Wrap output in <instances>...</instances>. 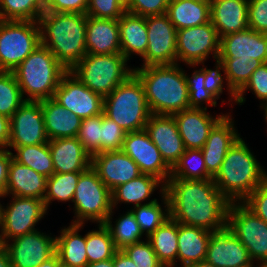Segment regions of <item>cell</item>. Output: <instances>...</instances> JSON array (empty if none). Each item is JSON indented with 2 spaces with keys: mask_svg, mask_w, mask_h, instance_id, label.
<instances>
[{
  "mask_svg": "<svg viewBox=\"0 0 267 267\" xmlns=\"http://www.w3.org/2000/svg\"><path fill=\"white\" fill-rule=\"evenodd\" d=\"M164 186L169 201V217L178 223L211 232L227 227L230 202L213 179H168Z\"/></svg>",
  "mask_w": 267,
  "mask_h": 267,
  "instance_id": "6da1fadb",
  "label": "cell"
},
{
  "mask_svg": "<svg viewBox=\"0 0 267 267\" xmlns=\"http://www.w3.org/2000/svg\"><path fill=\"white\" fill-rule=\"evenodd\" d=\"M41 44L70 71L86 54L87 15L45 11L39 18Z\"/></svg>",
  "mask_w": 267,
  "mask_h": 267,
  "instance_id": "7a4b0ae2",
  "label": "cell"
},
{
  "mask_svg": "<svg viewBox=\"0 0 267 267\" xmlns=\"http://www.w3.org/2000/svg\"><path fill=\"white\" fill-rule=\"evenodd\" d=\"M183 70L178 63L134 68V74L144 86L151 114L173 115L189 108Z\"/></svg>",
  "mask_w": 267,
  "mask_h": 267,
  "instance_id": "3957f363",
  "label": "cell"
},
{
  "mask_svg": "<svg viewBox=\"0 0 267 267\" xmlns=\"http://www.w3.org/2000/svg\"><path fill=\"white\" fill-rule=\"evenodd\" d=\"M255 157L241 137L229 148L213 180L230 203L243 202L267 179V171Z\"/></svg>",
  "mask_w": 267,
  "mask_h": 267,
  "instance_id": "277c9868",
  "label": "cell"
},
{
  "mask_svg": "<svg viewBox=\"0 0 267 267\" xmlns=\"http://www.w3.org/2000/svg\"><path fill=\"white\" fill-rule=\"evenodd\" d=\"M66 72L67 70L43 44H40L13 71L25 101L53 98Z\"/></svg>",
  "mask_w": 267,
  "mask_h": 267,
  "instance_id": "5b68a950",
  "label": "cell"
},
{
  "mask_svg": "<svg viewBox=\"0 0 267 267\" xmlns=\"http://www.w3.org/2000/svg\"><path fill=\"white\" fill-rule=\"evenodd\" d=\"M103 113L126 133L145 128L151 112L144 86L134 73L103 98Z\"/></svg>",
  "mask_w": 267,
  "mask_h": 267,
  "instance_id": "8992f818",
  "label": "cell"
},
{
  "mask_svg": "<svg viewBox=\"0 0 267 267\" xmlns=\"http://www.w3.org/2000/svg\"><path fill=\"white\" fill-rule=\"evenodd\" d=\"M127 61L122 54H86L70 72L90 90L105 98L134 73V68H129Z\"/></svg>",
  "mask_w": 267,
  "mask_h": 267,
  "instance_id": "52a82bcc",
  "label": "cell"
},
{
  "mask_svg": "<svg viewBox=\"0 0 267 267\" xmlns=\"http://www.w3.org/2000/svg\"><path fill=\"white\" fill-rule=\"evenodd\" d=\"M72 202L73 224H85L89 220L104 224L113 208L111 190L91 166L80 174Z\"/></svg>",
  "mask_w": 267,
  "mask_h": 267,
  "instance_id": "ba28073f",
  "label": "cell"
},
{
  "mask_svg": "<svg viewBox=\"0 0 267 267\" xmlns=\"http://www.w3.org/2000/svg\"><path fill=\"white\" fill-rule=\"evenodd\" d=\"M40 44L37 21L0 20V71L13 72Z\"/></svg>",
  "mask_w": 267,
  "mask_h": 267,
  "instance_id": "9c48e42d",
  "label": "cell"
},
{
  "mask_svg": "<svg viewBox=\"0 0 267 267\" xmlns=\"http://www.w3.org/2000/svg\"><path fill=\"white\" fill-rule=\"evenodd\" d=\"M227 228L248 250L253 262H267V222L243 202H231L227 213ZM259 261V262H258Z\"/></svg>",
  "mask_w": 267,
  "mask_h": 267,
  "instance_id": "30bf717a",
  "label": "cell"
},
{
  "mask_svg": "<svg viewBox=\"0 0 267 267\" xmlns=\"http://www.w3.org/2000/svg\"><path fill=\"white\" fill-rule=\"evenodd\" d=\"M11 198L12 201L6 207L0 205L1 246L11 239L36 231V224L47 213L43 200L13 195Z\"/></svg>",
  "mask_w": 267,
  "mask_h": 267,
  "instance_id": "8fae6325",
  "label": "cell"
},
{
  "mask_svg": "<svg viewBox=\"0 0 267 267\" xmlns=\"http://www.w3.org/2000/svg\"><path fill=\"white\" fill-rule=\"evenodd\" d=\"M177 63L186 65L204 66L209 55L216 60L220 54V38L212 22L177 30Z\"/></svg>",
  "mask_w": 267,
  "mask_h": 267,
  "instance_id": "7c38bea8",
  "label": "cell"
},
{
  "mask_svg": "<svg viewBox=\"0 0 267 267\" xmlns=\"http://www.w3.org/2000/svg\"><path fill=\"white\" fill-rule=\"evenodd\" d=\"M148 47L143 58V65H170L177 63V30L168 15L146 17Z\"/></svg>",
  "mask_w": 267,
  "mask_h": 267,
  "instance_id": "4fadbf2b",
  "label": "cell"
},
{
  "mask_svg": "<svg viewBox=\"0 0 267 267\" xmlns=\"http://www.w3.org/2000/svg\"><path fill=\"white\" fill-rule=\"evenodd\" d=\"M53 99L81 119L103 112V98L86 87L70 71L62 76Z\"/></svg>",
  "mask_w": 267,
  "mask_h": 267,
  "instance_id": "5bb4252c",
  "label": "cell"
},
{
  "mask_svg": "<svg viewBox=\"0 0 267 267\" xmlns=\"http://www.w3.org/2000/svg\"><path fill=\"white\" fill-rule=\"evenodd\" d=\"M3 247L12 267H38L56 253V237L36 230L11 239Z\"/></svg>",
  "mask_w": 267,
  "mask_h": 267,
  "instance_id": "9a60e30c",
  "label": "cell"
},
{
  "mask_svg": "<svg viewBox=\"0 0 267 267\" xmlns=\"http://www.w3.org/2000/svg\"><path fill=\"white\" fill-rule=\"evenodd\" d=\"M41 101H25L10 118L8 146L48 143Z\"/></svg>",
  "mask_w": 267,
  "mask_h": 267,
  "instance_id": "2e32d148",
  "label": "cell"
},
{
  "mask_svg": "<svg viewBox=\"0 0 267 267\" xmlns=\"http://www.w3.org/2000/svg\"><path fill=\"white\" fill-rule=\"evenodd\" d=\"M121 150L138 165L141 173L157 177L164 185L168 182L171 168L145 129L127 133Z\"/></svg>",
  "mask_w": 267,
  "mask_h": 267,
  "instance_id": "e0dca14e",
  "label": "cell"
},
{
  "mask_svg": "<svg viewBox=\"0 0 267 267\" xmlns=\"http://www.w3.org/2000/svg\"><path fill=\"white\" fill-rule=\"evenodd\" d=\"M144 129L172 168L186 150L173 115L151 114Z\"/></svg>",
  "mask_w": 267,
  "mask_h": 267,
  "instance_id": "ac0fdd59",
  "label": "cell"
},
{
  "mask_svg": "<svg viewBox=\"0 0 267 267\" xmlns=\"http://www.w3.org/2000/svg\"><path fill=\"white\" fill-rule=\"evenodd\" d=\"M91 167L111 191L142 174L138 165L122 150L92 155Z\"/></svg>",
  "mask_w": 267,
  "mask_h": 267,
  "instance_id": "d6986e66",
  "label": "cell"
},
{
  "mask_svg": "<svg viewBox=\"0 0 267 267\" xmlns=\"http://www.w3.org/2000/svg\"><path fill=\"white\" fill-rule=\"evenodd\" d=\"M205 260L215 267H243L254 264L248 250L227 227L212 232Z\"/></svg>",
  "mask_w": 267,
  "mask_h": 267,
  "instance_id": "ffe728a7",
  "label": "cell"
},
{
  "mask_svg": "<svg viewBox=\"0 0 267 267\" xmlns=\"http://www.w3.org/2000/svg\"><path fill=\"white\" fill-rule=\"evenodd\" d=\"M236 58L267 63V34L247 28L221 37L219 59Z\"/></svg>",
  "mask_w": 267,
  "mask_h": 267,
  "instance_id": "44dd1931",
  "label": "cell"
},
{
  "mask_svg": "<svg viewBox=\"0 0 267 267\" xmlns=\"http://www.w3.org/2000/svg\"><path fill=\"white\" fill-rule=\"evenodd\" d=\"M227 114L212 116L206 108H188L173 114L186 149H201L213 127ZM215 117V118H214Z\"/></svg>",
  "mask_w": 267,
  "mask_h": 267,
  "instance_id": "7402d4cb",
  "label": "cell"
},
{
  "mask_svg": "<svg viewBox=\"0 0 267 267\" xmlns=\"http://www.w3.org/2000/svg\"><path fill=\"white\" fill-rule=\"evenodd\" d=\"M240 138L231 115L224 116L210 131L201 148L207 172L214 178L219 172L229 148Z\"/></svg>",
  "mask_w": 267,
  "mask_h": 267,
  "instance_id": "603a6c76",
  "label": "cell"
},
{
  "mask_svg": "<svg viewBox=\"0 0 267 267\" xmlns=\"http://www.w3.org/2000/svg\"><path fill=\"white\" fill-rule=\"evenodd\" d=\"M54 173L84 172L91 166V155L77 137L48 141Z\"/></svg>",
  "mask_w": 267,
  "mask_h": 267,
  "instance_id": "cb8c5ba5",
  "label": "cell"
},
{
  "mask_svg": "<svg viewBox=\"0 0 267 267\" xmlns=\"http://www.w3.org/2000/svg\"><path fill=\"white\" fill-rule=\"evenodd\" d=\"M210 14L219 38L249 28L248 0H212Z\"/></svg>",
  "mask_w": 267,
  "mask_h": 267,
  "instance_id": "d4e9b609",
  "label": "cell"
},
{
  "mask_svg": "<svg viewBox=\"0 0 267 267\" xmlns=\"http://www.w3.org/2000/svg\"><path fill=\"white\" fill-rule=\"evenodd\" d=\"M86 50L87 54H121L118 20L87 16Z\"/></svg>",
  "mask_w": 267,
  "mask_h": 267,
  "instance_id": "484cf974",
  "label": "cell"
},
{
  "mask_svg": "<svg viewBox=\"0 0 267 267\" xmlns=\"http://www.w3.org/2000/svg\"><path fill=\"white\" fill-rule=\"evenodd\" d=\"M46 185L47 177L12 158L9 165L6 191L2 198L13 195L43 200L46 194Z\"/></svg>",
  "mask_w": 267,
  "mask_h": 267,
  "instance_id": "4316f807",
  "label": "cell"
},
{
  "mask_svg": "<svg viewBox=\"0 0 267 267\" xmlns=\"http://www.w3.org/2000/svg\"><path fill=\"white\" fill-rule=\"evenodd\" d=\"M41 108L48 140L77 136L82 122L80 117L53 98L42 100Z\"/></svg>",
  "mask_w": 267,
  "mask_h": 267,
  "instance_id": "83f0119b",
  "label": "cell"
},
{
  "mask_svg": "<svg viewBox=\"0 0 267 267\" xmlns=\"http://www.w3.org/2000/svg\"><path fill=\"white\" fill-rule=\"evenodd\" d=\"M121 54L129 60L131 54L144 58L148 47L146 17L125 12L118 20Z\"/></svg>",
  "mask_w": 267,
  "mask_h": 267,
  "instance_id": "f1b7e54d",
  "label": "cell"
},
{
  "mask_svg": "<svg viewBox=\"0 0 267 267\" xmlns=\"http://www.w3.org/2000/svg\"><path fill=\"white\" fill-rule=\"evenodd\" d=\"M212 232L206 229L178 223V252L177 259L181 266L204 261L207 255V246Z\"/></svg>",
  "mask_w": 267,
  "mask_h": 267,
  "instance_id": "f546056e",
  "label": "cell"
},
{
  "mask_svg": "<svg viewBox=\"0 0 267 267\" xmlns=\"http://www.w3.org/2000/svg\"><path fill=\"white\" fill-rule=\"evenodd\" d=\"M84 224H73L60 230L56 236V253L60 263L69 267H86L88 264L86 254V234L79 232Z\"/></svg>",
  "mask_w": 267,
  "mask_h": 267,
  "instance_id": "4dcf8cb0",
  "label": "cell"
},
{
  "mask_svg": "<svg viewBox=\"0 0 267 267\" xmlns=\"http://www.w3.org/2000/svg\"><path fill=\"white\" fill-rule=\"evenodd\" d=\"M162 184V185H161ZM161 185V186H160ZM160 187L159 192H164V183L157 177L149 174H141L137 178L119 185L111 191L112 207L118 203L133 204V207L147 204L143 201L150 200L151 194Z\"/></svg>",
  "mask_w": 267,
  "mask_h": 267,
  "instance_id": "1f68e13d",
  "label": "cell"
},
{
  "mask_svg": "<svg viewBox=\"0 0 267 267\" xmlns=\"http://www.w3.org/2000/svg\"><path fill=\"white\" fill-rule=\"evenodd\" d=\"M166 14L176 30L210 22V3L195 0H170Z\"/></svg>",
  "mask_w": 267,
  "mask_h": 267,
  "instance_id": "d6a6232c",
  "label": "cell"
},
{
  "mask_svg": "<svg viewBox=\"0 0 267 267\" xmlns=\"http://www.w3.org/2000/svg\"><path fill=\"white\" fill-rule=\"evenodd\" d=\"M164 267H175L178 252V222L167 218L146 238Z\"/></svg>",
  "mask_w": 267,
  "mask_h": 267,
  "instance_id": "836d02e7",
  "label": "cell"
},
{
  "mask_svg": "<svg viewBox=\"0 0 267 267\" xmlns=\"http://www.w3.org/2000/svg\"><path fill=\"white\" fill-rule=\"evenodd\" d=\"M13 148L16 154L12 153V158L30 168L37 173L49 178L54 173V166L48 143L27 145V146H8Z\"/></svg>",
  "mask_w": 267,
  "mask_h": 267,
  "instance_id": "e575fe53",
  "label": "cell"
},
{
  "mask_svg": "<svg viewBox=\"0 0 267 267\" xmlns=\"http://www.w3.org/2000/svg\"><path fill=\"white\" fill-rule=\"evenodd\" d=\"M113 211L112 208L104 224L111 233L115 248L123 250L128 245L143 241L141 238L144 234L135 220L133 212L129 209L125 214L118 217L113 225L111 221L113 219Z\"/></svg>",
  "mask_w": 267,
  "mask_h": 267,
  "instance_id": "d590c367",
  "label": "cell"
},
{
  "mask_svg": "<svg viewBox=\"0 0 267 267\" xmlns=\"http://www.w3.org/2000/svg\"><path fill=\"white\" fill-rule=\"evenodd\" d=\"M169 179L208 180L213 177L207 172L201 149H186L171 168Z\"/></svg>",
  "mask_w": 267,
  "mask_h": 267,
  "instance_id": "8d00e7d4",
  "label": "cell"
},
{
  "mask_svg": "<svg viewBox=\"0 0 267 267\" xmlns=\"http://www.w3.org/2000/svg\"><path fill=\"white\" fill-rule=\"evenodd\" d=\"M160 194L165 209L161 207V204L157 201L158 199L155 198L151 199L147 204L138 205L130 209L146 237L153 233L167 218H169V201L167 195L165 192Z\"/></svg>",
  "mask_w": 267,
  "mask_h": 267,
  "instance_id": "74e56055",
  "label": "cell"
},
{
  "mask_svg": "<svg viewBox=\"0 0 267 267\" xmlns=\"http://www.w3.org/2000/svg\"><path fill=\"white\" fill-rule=\"evenodd\" d=\"M45 0H0V20L39 21Z\"/></svg>",
  "mask_w": 267,
  "mask_h": 267,
  "instance_id": "f35d334b",
  "label": "cell"
},
{
  "mask_svg": "<svg viewBox=\"0 0 267 267\" xmlns=\"http://www.w3.org/2000/svg\"><path fill=\"white\" fill-rule=\"evenodd\" d=\"M82 172L53 173L47 178L46 194L43 199L46 209L52 201H73L79 176Z\"/></svg>",
  "mask_w": 267,
  "mask_h": 267,
  "instance_id": "ab89813d",
  "label": "cell"
},
{
  "mask_svg": "<svg viewBox=\"0 0 267 267\" xmlns=\"http://www.w3.org/2000/svg\"><path fill=\"white\" fill-rule=\"evenodd\" d=\"M117 249L109 229L105 224H98V230L86 234V254L88 264L113 258Z\"/></svg>",
  "mask_w": 267,
  "mask_h": 267,
  "instance_id": "60d3db41",
  "label": "cell"
},
{
  "mask_svg": "<svg viewBox=\"0 0 267 267\" xmlns=\"http://www.w3.org/2000/svg\"><path fill=\"white\" fill-rule=\"evenodd\" d=\"M24 102L14 73L0 71V115L10 119Z\"/></svg>",
  "mask_w": 267,
  "mask_h": 267,
  "instance_id": "b9f144b4",
  "label": "cell"
},
{
  "mask_svg": "<svg viewBox=\"0 0 267 267\" xmlns=\"http://www.w3.org/2000/svg\"><path fill=\"white\" fill-rule=\"evenodd\" d=\"M223 62L224 70L230 87L238 93L249 81L251 74L262 65L257 59L250 61L244 59H220Z\"/></svg>",
  "mask_w": 267,
  "mask_h": 267,
  "instance_id": "7bdbcfd3",
  "label": "cell"
},
{
  "mask_svg": "<svg viewBox=\"0 0 267 267\" xmlns=\"http://www.w3.org/2000/svg\"><path fill=\"white\" fill-rule=\"evenodd\" d=\"M184 75L187 82L188 92H189V108H206L201 105L206 103V106L209 104L216 107L217 99L207 91L205 88V70L199 68L195 70L191 77L187 75L184 70ZM203 102V103H202Z\"/></svg>",
  "mask_w": 267,
  "mask_h": 267,
  "instance_id": "ee69618b",
  "label": "cell"
},
{
  "mask_svg": "<svg viewBox=\"0 0 267 267\" xmlns=\"http://www.w3.org/2000/svg\"><path fill=\"white\" fill-rule=\"evenodd\" d=\"M101 125L102 113L82 119L76 136L91 156L100 153Z\"/></svg>",
  "mask_w": 267,
  "mask_h": 267,
  "instance_id": "f6af8a7d",
  "label": "cell"
},
{
  "mask_svg": "<svg viewBox=\"0 0 267 267\" xmlns=\"http://www.w3.org/2000/svg\"><path fill=\"white\" fill-rule=\"evenodd\" d=\"M126 134L115 121L102 112L100 153L121 150Z\"/></svg>",
  "mask_w": 267,
  "mask_h": 267,
  "instance_id": "bcb514c9",
  "label": "cell"
},
{
  "mask_svg": "<svg viewBox=\"0 0 267 267\" xmlns=\"http://www.w3.org/2000/svg\"><path fill=\"white\" fill-rule=\"evenodd\" d=\"M125 12V0H88L86 15L119 20Z\"/></svg>",
  "mask_w": 267,
  "mask_h": 267,
  "instance_id": "7dc6e473",
  "label": "cell"
},
{
  "mask_svg": "<svg viewBox=\"0 0 267 267\" xmlns=\"http://www.w3.org/2000/svg\"><path fill=\"white\" fill-rule=\"evenodd\" d=\"M252 90L260 102L267 101V63H263L252 74L246 85L237 93L235 103L242 105L246 101L244 93ZM262 100V101H261Z\"/></svg>",
  "mask_w": 267,
  "mask_h": 267,
  "instance_id": "c3c4849f",
  "label": "cell"
},
{
  "mask_svg": "<svg viewBox=\"0 0 267 267\" xmlns=\"http://www.w3.org/2000/svg\"><path fill=\"white\" fill-rule=\"evenodd\" d=\"M123 251L137 267H164L158 260L150 242L146 239L145 241L126 246Z\"/></svg>",
  "mask_w": 267,
  "mask_h": 267,
  "instance_id": "681fc988",
  "label": "cell"
},
{
  "mask_svg": "<svg viewBox=\"0 0 267 267\" xmlns=\"http://www.w3.org/2000/svg\"><path fill=\"white\" fill-rule=\"evenodd\" d=\"M203 69L205 70V88L207 89V91L209 93H211L217 100L219 99V97L221 96V94H223V85H224V80L227 81V90L229 92V95H231V99L228 100L230 101H234L236 100L237 97V93L230 87V85L228 84V79L224 70V65L223 62L218 58L216 59V65H215V69H208L207 67H203ZM221 71L224 72V76L223 74L221 75ZM225 77V79H224Z\"/></svg>",
  "mask_w": 267,
  "mask_h": 267,
  "instance_id": "f907efd6",
  "label": "cell"
},
{
  "mask_svg": "<svg viewBox=\"0 0 267 267\" xmlns=\"http://www.w3.org/2000/svg\"><path fill=\"white\" fill-rule=\"evenodd\" d=\"M170 0H125L126 12L148 17L167 12Z\"/></svg>",
  "mask_w": 267,
  "mask_h": 267,
  "instance_id": "816d5d0a",
  "label": "cell"
},
{
  "mask_svg": "<svg viewBox=\"0 0 267 267\" xmlns=\"http://www.w3.org/2000/svg\"><path fill=\"white\" fill-rule=\"evenodd\" d=\"M249 28L267 34V0H248Z\"/></svg>",
  "mask_w": 267,
  "mask_h": 267,
  "instance_id": "f5cc1de1",
  "label": "cell"
},
{
  "mask_svg": "<svg viewBox=\"0 0 267 267\" xmlns=\"http://www.w3.org/2000/svg\"><path fill=\"white\" fill-rule=\"evenodd\" d=\"M243 203L267 222V179L260 184Z\"/></svg>",
  "mask_w": 267,
  "mask_h": 267,
  "instance_id": "db71d44e",
  "label": "cell"
},
{
  "mask_svg": "<svg viewBox=\"0 0 267 267\" xmlns=\"http://www.w3.org/2000/svg\"><path fill=\"white\" fill-rule=\"evenodd\" d=\"M88 0H45V11L86 14Z\"/></svg>",
  "mask_w": 267,
  "mask_h": 267,
  "instance_id": "11a10c76",
  "label": "cell"
},
{
  "mask_svg": "<svg viewBox=\"0 0 267 267\" xmlns=\"http://www.w3.org/2000/svg\"><path fill=\"white\" fill-rule=\"evenodd\" d=\"M11 159L12 152L9 150V148L0 149V196L5 195Z\"/></svg>",
  "mask_w": 267,
  "mask_h": 267,
  "instance_id": "9f6ffc18",
  "label": "cell"
},
{
  "mask_svg": "<svg viewBox=\"0 0 267 267\" xmlns=\"http://www.w3.org/2000/svg\"><path fill=\"white\" fill-rule=\"evenodd\" d=\"M10 141V119L0 115V149H8Z\"/></svg>",
  "mask_w": 267,
  "mask_h": 267,
  "instance_id": "6f0895ef",
  "label": "cell"
},
{
  "mask_svg": "<svg viewBox=\"0 0 267 267\" xmlns=\"http://www.w3.org/2000/svg\"><path fill=\"white\" fill-rule=\"evenodd\" d=\"M114 267H137L130 257L123 251L117 250L113 256Z\"/></svg>",
  "mask_w": 267,
  "mask_h": 267,
  "instance_id": "680465c9",
  "label": "cell"
},
{
  "mask_svg": "<svg viewBox=\"0 0 267 267\" xmlns=\"http://www.w3.org/2000/svg\"><path fill=\"white\" fill-rule=\"evenodd\" d=\"M0 267H12L8 251L0 245Z\"/></svg>",
  "mask_w": 267,
  "mask_h": 267,
  "instance_id": "91938a15",
  "label": "cell"
},
{
  "mask_svg": "<svg viewBox=\"0 0 267 267\" xmlns=\"http://www.w3.org/2000/svg\"><path fill=\"white\" fill-rule=\"evenodd\" d=\"M59 264H60L59 256L57 253H55L46 261L41 263L38 267H58Z\"/></svg>",
  "mask_w": 267,
  "mask_h": 267,
  "instance_id": "94428289",
  "label": "cell"
},
{
  "mask_svg": "<svg viewBox=\"0 0 267 267\" xmlns=\"http://www.w3.org/2000/svg\"><path fill=\"white\" fill-rule=\"evenodd\" d=\"M86 267H114L113 258L108 259V260H104V261H99V262L87 264Z\"/></svg>",
  "mask_w": 267,
  "mask_h": 267,
  "instance_id": "6125c7cd",
  "label": "cell"
},
{
  "mask_svg": "<svg viewBox=\"0 0 267 267\" xmlns=\"http://www.w3.org/2000/svg\"><path fill=\"white\" fill-rule=\"evenodd\" d=\"M187 267H215L213 264L208 263L206 260L200 261L198 263L191 264Z\"/></svg>",
  "mask_w": 267,
  "mask_h": 267,
  "instance_id": "be15d7a7",
  "label": "cell"
},
{
  "mask_svg": "<svg viewBox=\"0 0 267 267\" xmlns=\"http://www.w3.org/2000/svg\"><path fill=\"white\" fill-rule=\"evenodd\" d=\"M260 107L264 110V114H265L264 117L267 123V101H265V103L263 102Z\"/></svg>",
  "mask_w": 267,
  "mask_h": 267,
  "instance_id": "e7e4bbea",
  "label": "cell"
},
{
  "mask_svg": "<svg viewBox=\"0 0 267 267\" xmlns=\"http://www.w3.org/2000/svg\"><path fill=\"white\" fill-rule=\"evenodd\" d=\"M195 1L203 2V3H211L212 0H195Z\"/></svg>",
  "mask_w": 267,
  "mask_h": 267,
  "instance_id": "03108f58",
  "label": "cell"
},
{
  "mask_svg": "<svg viewBox=\"0 0 267 267\" xmlns=\"http://www.w3.org/2000/svg\"><path fill=\"white\" fill-rule=\"evenodd\" d=\"M259 267H267V262L259 264Z\"/></svg>",
  "mask_w": 267,
  "mask_h": 267,
  "instance_id": "003e7915",
  "label": "cell"
},
{
  "mask_svg": "<svg viewBox=\"0 0 267 267\" xmlns=\"http://www.w3.org/2000/svg\"><path fill=\"white\" fill-rule=\"evenodd\" d=\"M255 265L254 264H250V265H246V266H243V267H254ZM256 267H259V264L258 266L256 265Z\"/></svg>",
  "mask_w": 267,
  "mask_h": 267,
  "instance_id": "a7ac6f4b",
  "label": "cell"
},
{
  "mask_svg": "<svg viewBox=\"0 0 267 267\" xmlns=\"http://www.w3.org/2000/svg\"><path fill=\"white\" fill-rule=\"evenodd\" d=\"M58 267H69V266H65V265H63V264L60 263V264L58 265Z\"/></svg>",
  "mask_w": 267,
  "mask_h": 267,
  "instance_id": "89a4df30",
  "label": "cell"
}]
</instances>
